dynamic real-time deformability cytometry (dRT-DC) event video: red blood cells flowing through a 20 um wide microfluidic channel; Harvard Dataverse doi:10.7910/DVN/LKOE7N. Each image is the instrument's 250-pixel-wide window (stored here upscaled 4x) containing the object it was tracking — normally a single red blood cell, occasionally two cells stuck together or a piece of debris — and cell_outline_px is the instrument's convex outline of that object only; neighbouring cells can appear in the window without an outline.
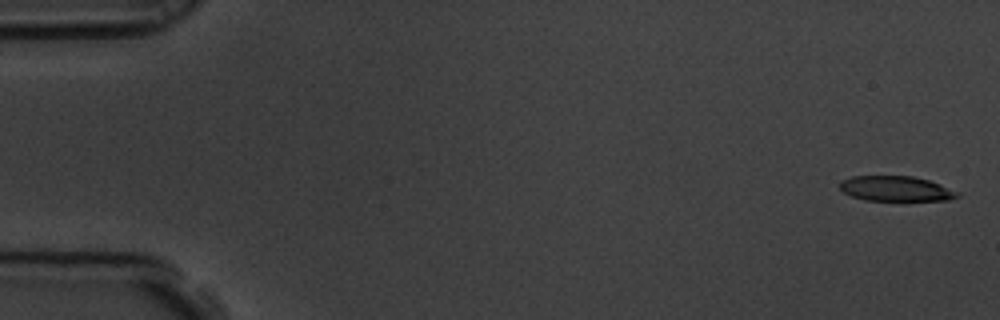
{"species": "common noctule bat (a hibernating species)", "species_latin": "Nyctalus noctula", "temperature_condition": "room temperature", "stored_images_in_passage": 9, "camera_frame_rate_fps": 3000, "um_per_image_px": 0.085, "animal": {"sex": "male", "body_mass_g": 19.5, "forearm_length_mm": 54.6}, "frame": {"image": 1, "passage_image": 1, "time_ms": 0.0, "image_size_px": [1000, 320], "cell_outline_px": [[960, 196], [948, 200], [864, 200], [852, 196], [844, 192], [840, 188], [840, 180], [852, 176], [912, 176], [928, 180], [960, 192]], "centroid_in_image_um": [76.14, 16.03], "position_along_channel_um": 8.9, "area_um2": 17.11}}
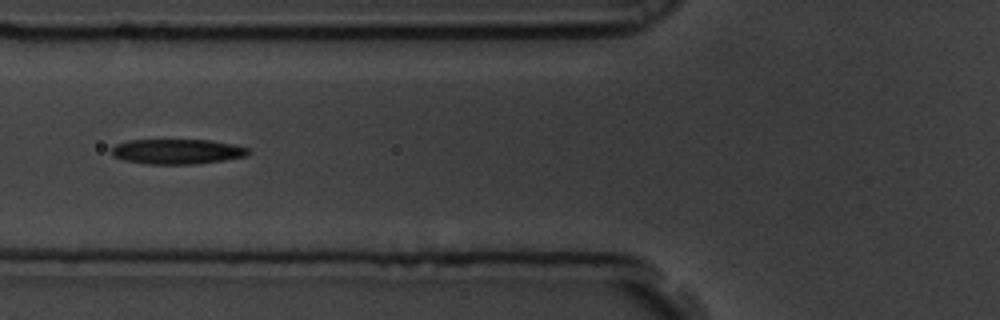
{"frame": {"image": 2, "passage_image": 7, "time_ms": 2.0, "image_size_px": [1000, 320], "cell_outline_px": [[252, 152], [244, 156], [224, 160], [196, 164], [148, 164], [124, 160], [112, 156], [112, 148], [116, 144], [128, 140], [212, 140], [232, 144], [248, 148]], "centroid_in_image_um": [15.06, 12.88], "position_along_channel_um": 110.7, "area_um2": 19.94}}
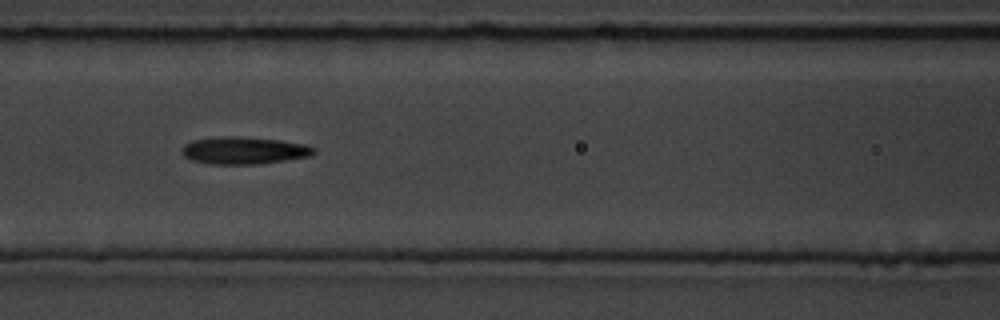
{"frame": {"image": 3, "passage_image": 8, "time_ms": 2.333, "image_size_px": [1000, 320], "cell_outline_px": [[316, 152], [312, 156], [256, 164], [212, 164], [192, 160], [184, 156], [180, 152], [180, 148], [184, 144], [192, 140], [216, 136], [240, 136], [280, 140], [304, 144], [316, 148]], "centroid_in_image_um": [20.71, 12.77], "position_along_channel_um": 145.9, "area_um2": 21.21}}